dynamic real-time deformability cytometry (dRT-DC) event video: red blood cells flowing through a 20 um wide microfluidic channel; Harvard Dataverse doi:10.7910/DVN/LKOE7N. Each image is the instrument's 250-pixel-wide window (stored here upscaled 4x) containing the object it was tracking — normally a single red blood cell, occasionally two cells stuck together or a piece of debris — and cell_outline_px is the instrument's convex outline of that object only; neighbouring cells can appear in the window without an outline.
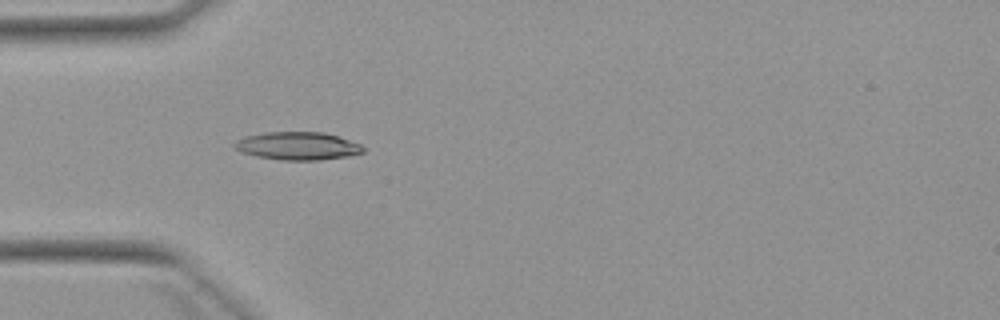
{"species": "Egyptian fruit bat (a non-hibernating species)", "species_latin": "Rousettus aegyptiacus", "temperature_condition": "warm", "stored_images_in_passage": 1, "camera_frame_rate_fps": 3000, "um_per_image_px": 0.085, "animal": {"sex": "female"}, "frame": {"image": 1, "passage_image": 1, "time_ms": 0.0, "image_size_px": [1000, 320], "cell_outline_px": [[364, 152], [348, 156], [320, 160], [280, 160], [256, 156], [240, 152], [232, 144], [236, 140], [244, 136], [268, 132], [324, 132], [340, 136], [360, 144], [364, 148]], "centroid_in_image_um": [25.3, 12.4], "position_along_channel_um": 59.7, "area_um2": 21.1}}